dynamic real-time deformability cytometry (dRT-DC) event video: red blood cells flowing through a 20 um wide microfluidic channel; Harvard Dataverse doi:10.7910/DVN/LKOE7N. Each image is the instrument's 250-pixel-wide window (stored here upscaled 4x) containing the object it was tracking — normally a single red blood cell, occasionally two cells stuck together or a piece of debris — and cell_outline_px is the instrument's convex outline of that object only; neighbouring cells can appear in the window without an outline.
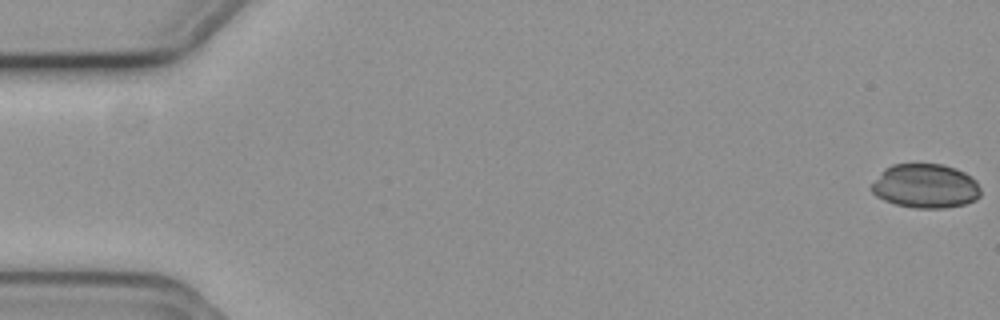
{"species": "common noctule bat (a hibernating species)", "species_latin": "Nyctalus noctula", "temperature_condition": "cold", "stored_images_in_passage": 44, "camera_frame_rate_fps": 3000, "um_per_image_px": 0.085, "animal": {"sex": "female", "body_mass_g": 19.3, "forearm_length_mm": 54.1}, "frame": {"image": 1, "passage_image": 1, "time_ms": 0.0, "image_size_px": [1000, 320], "cell_outline_px": [[980, 196], [976, 200], [964, 204], [944, 208], [912, 208], [896, 204], [884, 200], [876, 196], [872, 192], [872, 184], [880, 172], [884, 168], [892, 164], [940, 164], [956, 168], [972, 176], [976, 180], [980, 188]], "centroid_in_image_um": [78.67, 15.81], "position_along_channel_um": 6.3, "area_um2": 28.26}}
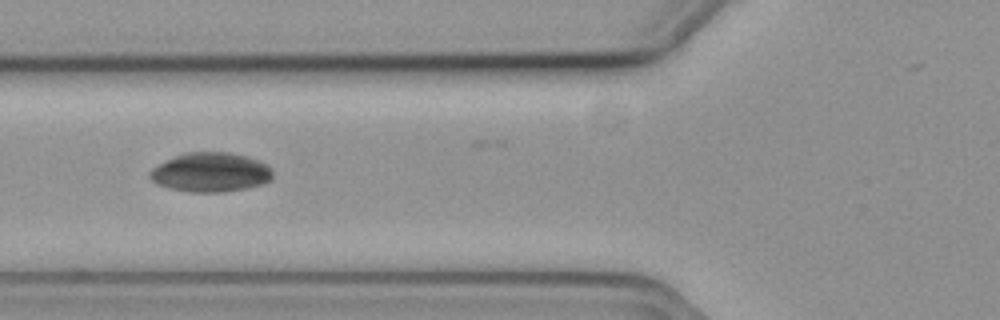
{"frame": {"image": 2, "passage_image": 22, "time_ms": 7.0, "image_size_px": [1000, 320], "cell_outline_px": [[272, 180], [260, 184], [244, 188], [224, 192], [192, 192], [172, 188], [156, 184], [148, 176], [148, 172], [152, 168], [184, 152], [228, 152], [248, 156], [260, 160], [268, 164], [272, 168]], "centroid_in_image_um": [17.93, 14.63], "position_along_channel_um": 107.9, "area_um2": 28.15}}
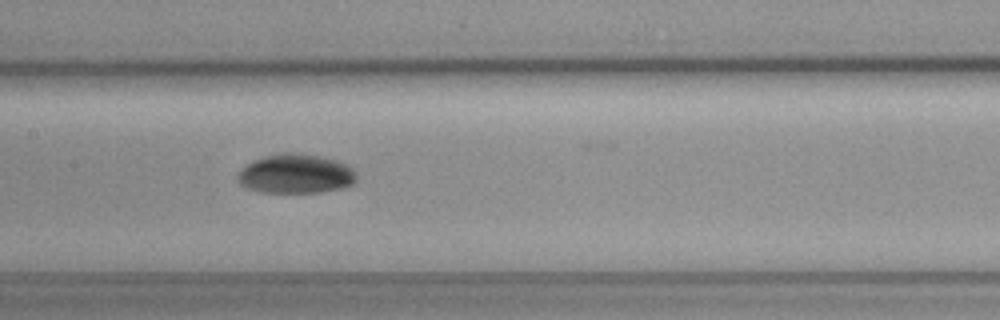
{"frame": {"image": 3, "passage_image": 28, "time_ms": 9.0, "image_size_px": [1000, 320], "cell_outline_px": [[356, 180], [352, 184], [340, 188], [320, 192], [264, 192], [248, 188], [240, 184], [236, 180], [236, 176], [248, 164], [256, 160], [280, 152], [296, 152], [320, 156], [336, 160], [352, 168], [356, 172]], "centroid_in_image_um": [25.15, 14.77], "position_along_channel_um": 182.2, "area_um2": 26.93}}